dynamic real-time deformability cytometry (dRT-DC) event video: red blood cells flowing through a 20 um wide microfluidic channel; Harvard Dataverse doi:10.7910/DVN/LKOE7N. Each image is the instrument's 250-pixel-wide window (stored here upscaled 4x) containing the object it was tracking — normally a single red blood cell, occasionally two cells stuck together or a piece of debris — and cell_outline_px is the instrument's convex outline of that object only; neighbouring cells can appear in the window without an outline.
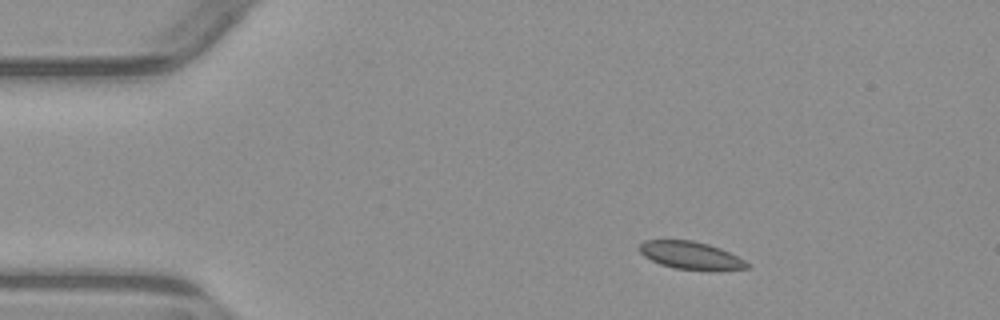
{"species": "common noctule bat (a hibernating species)", "species_latin": "Nyctalus noctula", "temperature_condition": "warm", "stored_images_in_passage": 4, "camera_frame_rate_fps": 3000, "um_per_image_px": 0.085, "animal": {"sex": "male", "body_mass_g": 23.1, "forearm_length_mm": 52.7}, "frame": {"image": 1, "passage_image": 2, "time_ms": 1.0, "image_size_px": [1000, 320], "cell_outline_px": [[752, 264], [748, 268], [712, 272], [676, 268], [660, 264], [644, 256], [640, 252], [640, 244], [644, 240], [692, 240], [708, 244], [720, 248]], "centroid_in_image_um": [58.77, 21.73], "position_along_channel_um": 26.2, "area_um2": 17.57}}